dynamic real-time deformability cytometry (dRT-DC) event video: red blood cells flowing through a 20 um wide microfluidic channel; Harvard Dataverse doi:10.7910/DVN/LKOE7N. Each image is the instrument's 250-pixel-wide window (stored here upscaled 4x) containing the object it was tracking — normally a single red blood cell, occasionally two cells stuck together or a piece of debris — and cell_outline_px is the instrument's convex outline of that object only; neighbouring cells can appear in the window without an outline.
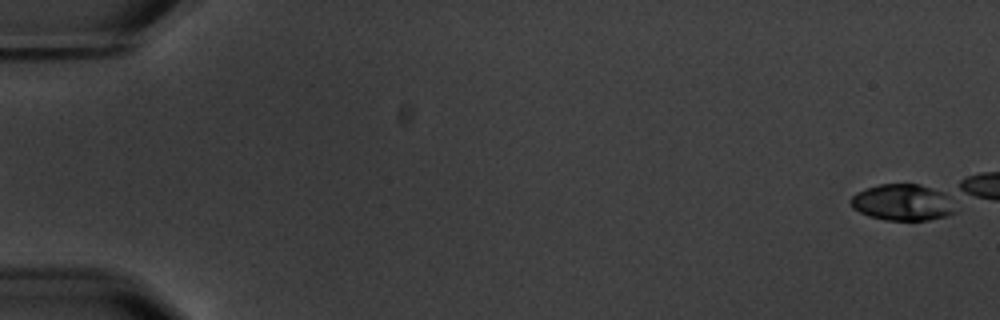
{"species": "common noctule bat (a hibernating species)", "species_latin": "Nyctalus noctula", "temperature_condition": "warm", "stored_images_in_passage": 2, "segment_of_instrument_passage": [2, 2], "camera_frame_rate_fps": 3000, "um_per_image_px": 0.085, "animal": {"sex": "male", "body_mass_g": 20.1, "forearm_length_mm": 53.5}, "frame": {"image": 1, "passage_image": 2, "time_ms": 1.333, "image_size_px": [1000, 320], "cell_outline_px": [[960, 212], [948, 216], [928, 220], [884, 220], [868, 216], [852, 208], [848, 200], [856, 192], [880, 184], [920, 184], [944, 192]], "centroid_in_image_um": [76.75, 17.22], "position_along_channel_um": 8.3, "area_um2": 22.54}}